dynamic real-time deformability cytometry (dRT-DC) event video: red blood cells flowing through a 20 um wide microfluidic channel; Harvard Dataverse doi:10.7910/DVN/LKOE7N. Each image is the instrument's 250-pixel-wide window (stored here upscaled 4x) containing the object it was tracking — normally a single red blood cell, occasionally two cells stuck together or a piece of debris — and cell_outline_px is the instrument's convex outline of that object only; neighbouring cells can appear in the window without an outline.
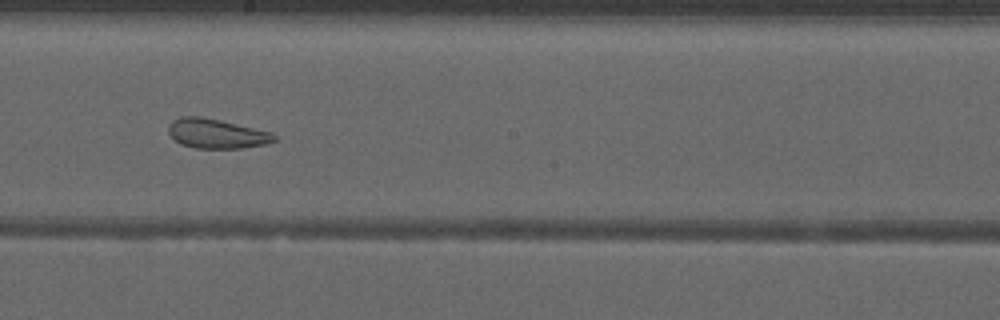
{"species": "common noctule bat (a hibernating species)", "species_latin": "Nyctalus noctula", "temperature_condition": "warm", "stored_images_in_passage": 52, "camera_frame_rate_fps": 3000, "um_per_image_px": 0.085, "animal": {"sex": "male", "forearm_length_mm": 52.5}, "frame": {"image": 1, "passage_image": 30, "time_ms": 9.667, "image_size_px": [1000, 320], "cell_outline_px": [[276, 140], [268, 144], [240, 148], [196, 148], [180, 144], [168, 132], [168, 124], [172, 120], [180, 116], [200, 116], [272, 132], [276, 136]], "centroid_in_image_um": [18.39, 11.36], "position_along_channel_um": 229.8, "area_um2": 18.15}}
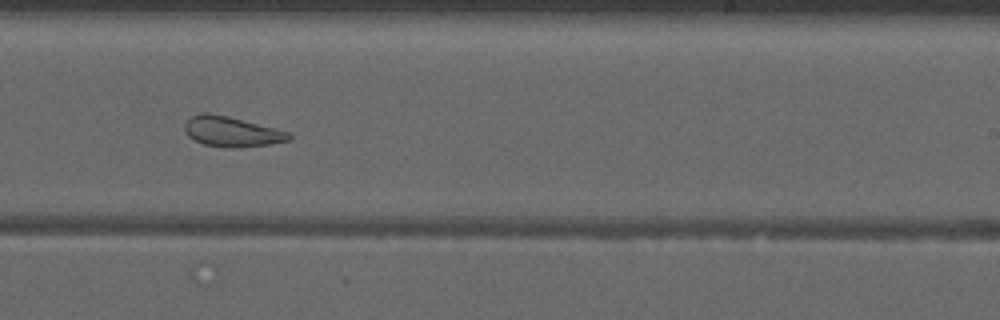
{"frame": {"image": 2, "passage_image": 33, "time_ms": 10.667, "image_size_px": [1000, 320], "cell_outline_px": [[292, 136], [288, 140], [268, 144], [236, 148], [224, 148], [204, 144], [188, 136], [184, 128], [184, 124], [192, 116], [200, 112], [208, 112], [228, 116], [292, 132]], "centroid_in_image_um": [19.69, 11.18], "position_along_channel_um": 269.3, "area_um2": 18.38}}
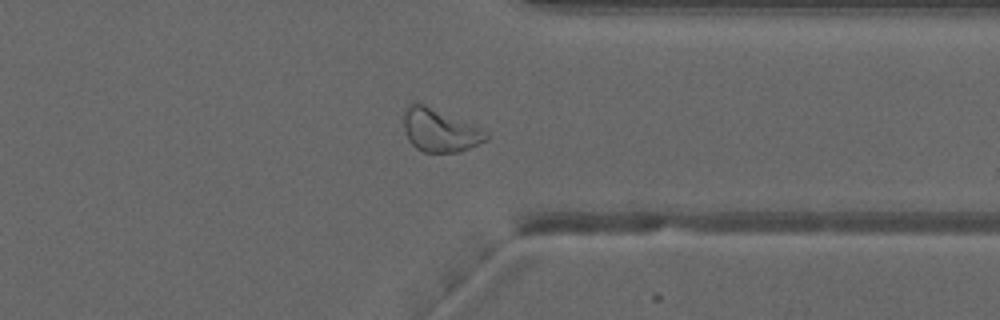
{"frame": {"image": 3, "passage_image": 41, "time_ms": 13.333, "image_size_px": [1000, 320], "cell_outline_px": [[488, 140], [460, 152], [424, 152], [416, 148], [408, 140], [404, 128], [404, 112], [408, 104], [416, 100], [472, 124], [488, 132]], "centroid_in_image_um": [37.37, 11.06], "position_along_channel_um": 374.0, "area_um2": 20.81}, "authors_computed_cell_mechanics": {"area_um2": 24.7384, "velocity_mm_per_s": 3.9794, "shape_relaxation_time_tau1_ms": null, "shape_relaxation_time_tau2_ms": 1.4282, "deformation_change_tau1": null, "deformation_change_tau2": 0.0898}}